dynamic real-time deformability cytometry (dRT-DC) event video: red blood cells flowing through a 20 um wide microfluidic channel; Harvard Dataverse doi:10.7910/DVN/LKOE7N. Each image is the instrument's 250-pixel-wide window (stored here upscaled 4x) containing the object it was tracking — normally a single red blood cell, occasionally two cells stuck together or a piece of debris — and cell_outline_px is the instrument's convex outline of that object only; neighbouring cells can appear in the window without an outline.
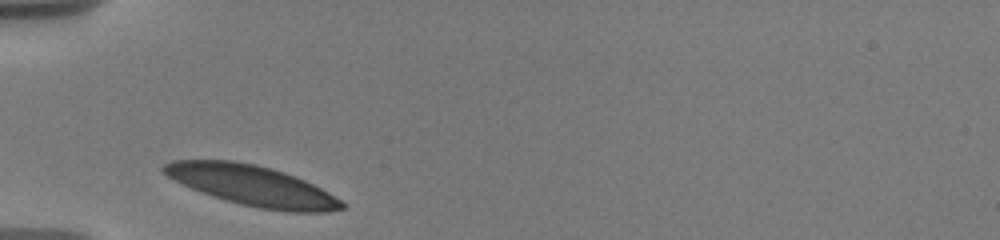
{"species": "human", "species_latin": "Homo sapiens", "temperature_condition": "warm", "stored_images_in_passage": 23, "camera_frame_rate_fps": 3000, "um_per_image_px": 0.085, "donor": {"sex": "male"}, "frame": {"image": 1, "passage_image": 1, "time_ms": 0.0, "image_size_px": [1000, 240], "cell_outline_px": [[344, 208], [328, 212], [288, 212], [260, 208], [240, 204], [192, 188], [168, 176], [160, 168], [164, 164], [172, 160], [232, 160], [252, 164], [284, 172], [304, 180], [328, 192], [340, 200], [344, 204]], "centroid_in_image_um": [21.45, 15.77], "position_along_channel_um": 63.5, "area_um2": 40.98}}
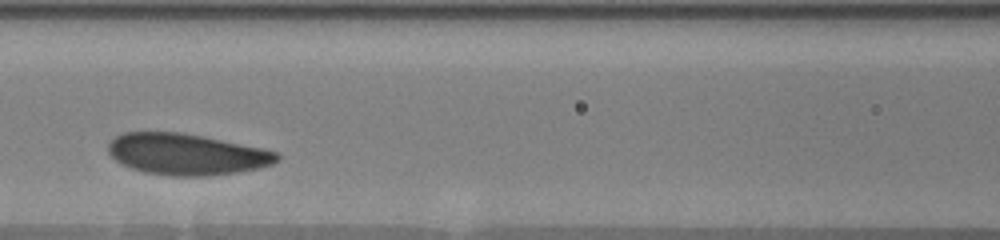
{"frame": {"image": 2, "passage_image": 14, "time_ms": 2.667, "image_size_px": [1000, 240], "cell_outline_px": [[280, 160], [272, 164], [260, 168], [240, 172], [208, 176], [168, 176], [144, 172], [120, 164], [108, 152], [108, 144], [116, 136], [124, 132], [180, 132], [204, 136], [264, 148], [276, 152], [280, 156]], "centroid_in_image_um": [15.88, 13.11], "position_along_channel_um": 150.7, "area_um2": 40.92}}
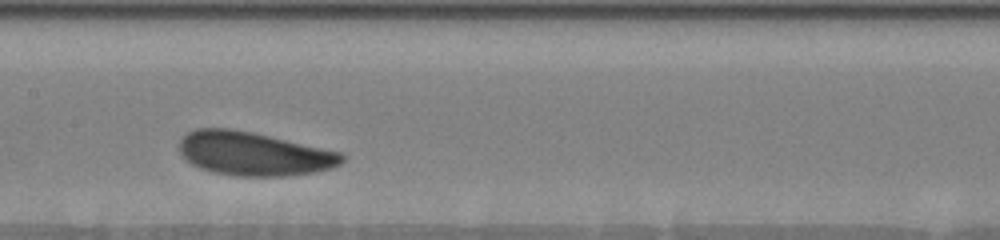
{"frame": {"image": 3, "passage_image": 22, "time_ms": 3.667, "image_size_px": [1000, 240], "cell_outline_px": [[348, 156], [340, 164], [332, 168], [316, 172], [288, 176], [236, 176], [212, 172], [200, 168], [192, 164], [180, 152], [180, 140], [188, 132], [196, 128], [228, 128], [252, 132], [340, 152]], "centroid_in_image_um": [21.59, 13.07], "position_along_channel_um": 185.8, "area_um2": 41.33}}